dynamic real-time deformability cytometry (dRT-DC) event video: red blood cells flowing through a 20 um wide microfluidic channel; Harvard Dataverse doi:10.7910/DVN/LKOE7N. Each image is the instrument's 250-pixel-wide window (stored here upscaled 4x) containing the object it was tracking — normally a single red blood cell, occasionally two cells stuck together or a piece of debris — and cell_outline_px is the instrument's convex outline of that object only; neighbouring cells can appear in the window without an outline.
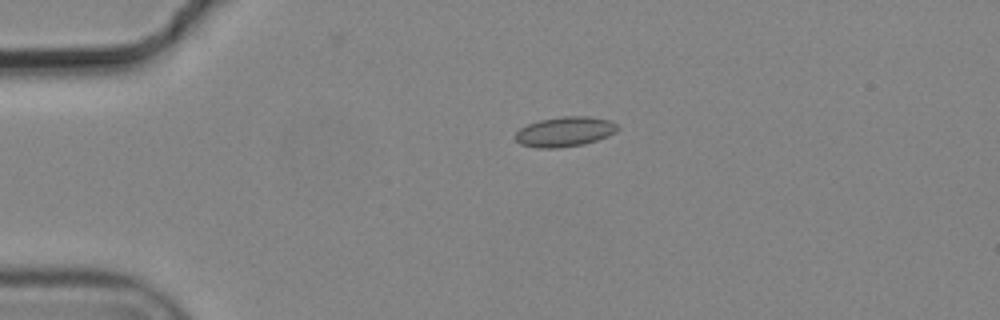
{"species": "common noctule bat (a hibernating species)", "species_latin": "Nyctalus noctula", "temperature_condition": "cold", "stored_images_in_passage": 2, "camera_frame_rate_fps": 3000, "um_per_image_px": 0.085, "animal": {"sex": "male", "body_mass_g": 19.2, "forearm_length_mm": 51.8}, "frame": {"image": 1, "passage_image": 1, "time_ms": 0.0, "image_size_px": [1000, 320], "cell_outline_px": [[620, 128], [616, 132], [608, 136], [584, 144], [556, 148], [536, 148], [520, 144], [516, 140], [516, 132], [520, 128], [528, 124], [540, 120], [564, 116], [588, 116], [612, 120]], "centroid_in_image_um": [48.03, 11.19], "position_along_channel_um": 37.0, "area_um2": 17.86}}